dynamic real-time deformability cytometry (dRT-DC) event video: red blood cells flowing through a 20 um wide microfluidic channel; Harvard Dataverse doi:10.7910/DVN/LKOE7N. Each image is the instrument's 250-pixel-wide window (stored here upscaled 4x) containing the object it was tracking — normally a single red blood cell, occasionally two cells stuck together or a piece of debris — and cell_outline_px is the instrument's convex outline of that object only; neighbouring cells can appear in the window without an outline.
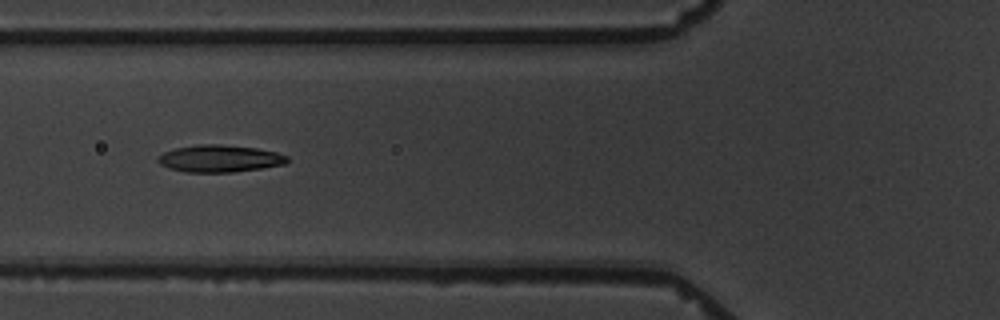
{"species": "common noctule bat (a hibernating species)", "species_latin": "Nyctalus noctula", "temperature_condition": "warm", "stored_images_in_passage": 6, "camera_frame_rate_fps": 3000, "um_per_image_px": 0.085, "animal": {"sex": "male", "body_mass_g": 19.5, "forearm_length_mm": 54.6}, "frame": {"image": 1, "passage_image": 4, "time_ms": 3.333, "image_size_px": [1000, 320], "cell_outline_px": [[288, 160], [284, 164], [260, 168], [232, 172], [184, 172], [168, 168], [160, 164], [156, 160], [164, 152], [176, 148], [200, 144], [220, 144], [256, 148], [276, 152], [288, 156]], "centroid_in_image_um": [18.65, 13.48], "position_along_channel_um": 107.2, "area_um2": 20.29}}
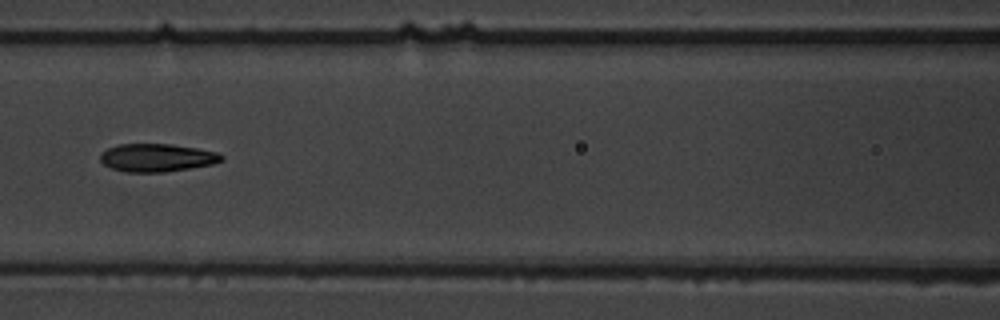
{"frame": {"image": 2, "passage_image": 5, "time_ms": 4.667, "image_size_px": [1000, 320], "cell_outline_px": [[224, 160], [212, 164], [164, 172], [128, 172], [112, 168], [104, 164], [100, 160], [100, 152], [108, 148], [120, 144], [172, 144], [196, 148], [216, 152], [224, 156]], "centroid_in_image_um": [13.33, 13.4], "position_along_channel_um": 153.3, "area_um2": 19.65}}
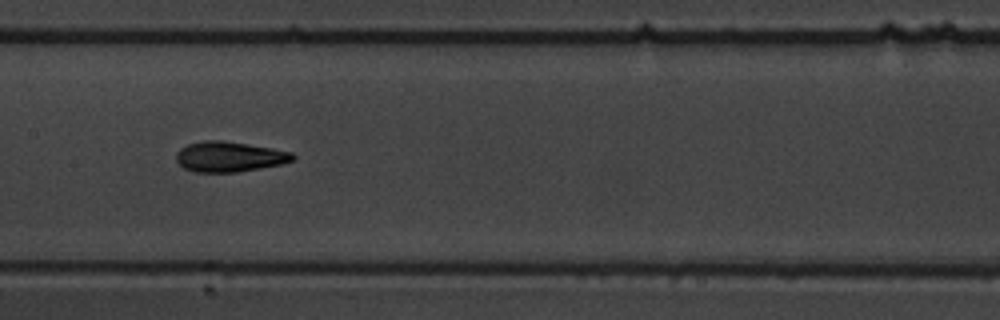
{"frame": {"image": 3, "passage_image": 6, "time_ms": 5.667, "image_size_px": [1000, 320], "cell_outline_px": [[296, 156], [292, 160], [284, 164], [236, 172], [196, 172], [184, 168], [176, 160], [176, 152], [180, 148], [188, 144], [204, 140], [220, 140], [248, 144], [272, 148], [292, 152]], "centroid_in_image_um": [19.49, 13.32], "position_along_channel_um": 187.9, "area_um2": 20.58}}